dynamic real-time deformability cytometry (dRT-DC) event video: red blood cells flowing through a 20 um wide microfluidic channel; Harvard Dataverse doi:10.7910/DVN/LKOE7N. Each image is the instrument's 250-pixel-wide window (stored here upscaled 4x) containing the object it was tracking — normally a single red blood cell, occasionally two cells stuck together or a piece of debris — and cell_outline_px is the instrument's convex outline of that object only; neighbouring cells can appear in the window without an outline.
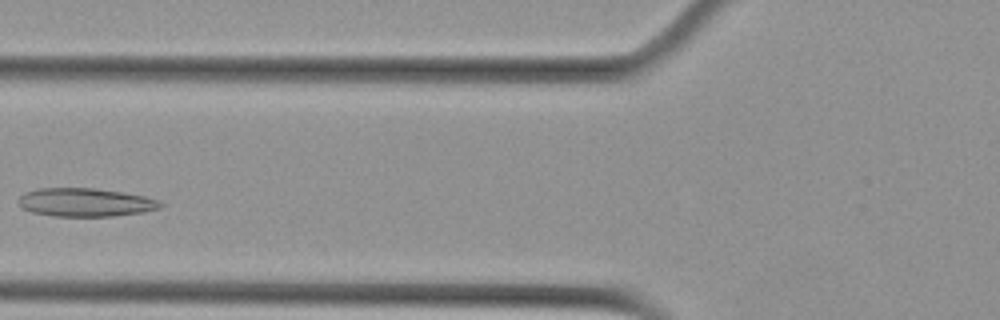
{"species": "Egyptian fruit bat (a non-hibernating species)", "species_latin": "Rousettus aegyptiacus", "temperature_condition": "cold", "stored_images_in_passage": 5, "camera_frame_rate_fps": 3000, "um_per_image_px": 0.085, "animal": {"sex": "female"}, "frame": {"image": 1, "passage_image": 4, "time_ms": 1.0, "image_size_px": [1000, 320], "cell_outline_px": [[164, 204], [160, 208], [144, 212], [112, 216], [52, 216], [32, 212], [24, 208], [16, 200], [24, 192], [40, 188], [92, 188], [124, 192], [144, 196], [160, 200]], "centroid_in_image_um": [7.28, 17.2], "position_along_channel_um": 118.5, "area_um2": 23.58}}
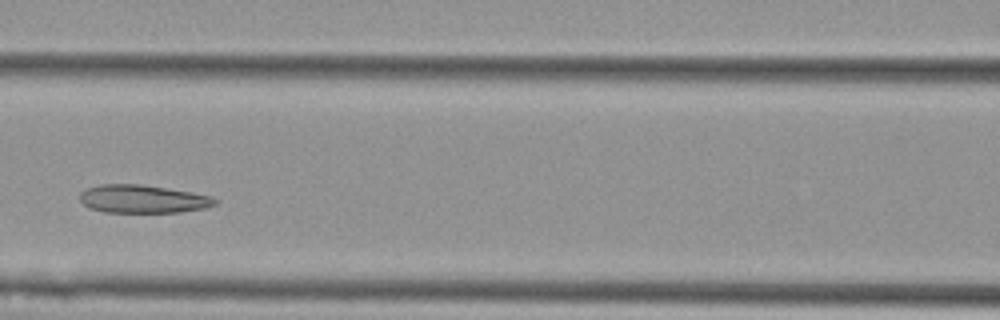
{"frame": {"image": 2, "passage_image": 5, "time_ms": 1.333, "image_size_px": [1000, 320], "cell_outline_px": [[220, 200], [216, 204], [204, 208], [180, 212], [104, 212], [88, 208], [80, 200], [80, 192], [84, 188], [100, 184], [140, 184], [192, 192], [208, 196]], "centroid_in_image_um": [12.1, 16.91], "position_along_channel_um": 154.5, "area_um2": 22.2}}